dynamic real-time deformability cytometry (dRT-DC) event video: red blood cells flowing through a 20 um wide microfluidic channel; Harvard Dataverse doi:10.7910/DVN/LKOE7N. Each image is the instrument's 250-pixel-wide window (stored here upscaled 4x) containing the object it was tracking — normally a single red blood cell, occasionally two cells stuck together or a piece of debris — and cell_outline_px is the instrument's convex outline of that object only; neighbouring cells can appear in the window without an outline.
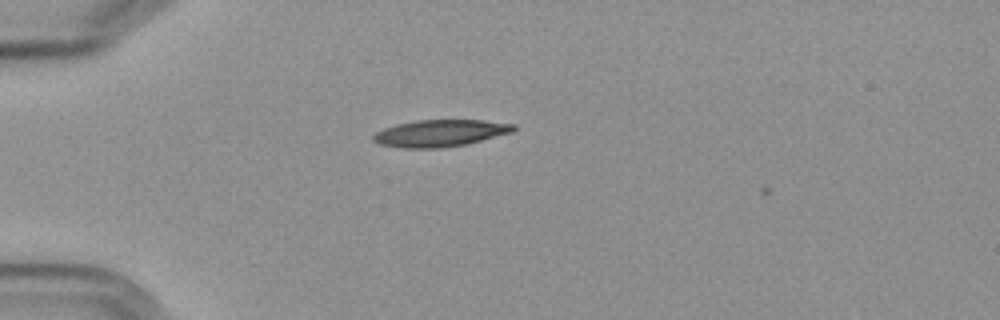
{"species": "Egyptian fruit bat (a non-hibernating species)", "species_latin": "Rousettus aegyptiacus", "temperature_condition": "cold", "stored_images_in_passage": 3, "camera_frame_rate_fps": 3000, "um_per_image_px": 0.085, "frame": {"image": 1, "passage_image": 2, "time_ms": 0.333, "image_size_px": [1000, 320], "cell_outline_px": [[516, 128], [512, 132], [468, 144], [440, 148], [400, 148], [380, 144], [372, 140], [372, 136], [376, 132], [384, 128], [396, 124], [416, 120], [484, 120], [516, 124]], "centroid_in_image_um": [37.41, 11.32], "position_along_channel_um": 47.6, "area_um2": 22.14}}